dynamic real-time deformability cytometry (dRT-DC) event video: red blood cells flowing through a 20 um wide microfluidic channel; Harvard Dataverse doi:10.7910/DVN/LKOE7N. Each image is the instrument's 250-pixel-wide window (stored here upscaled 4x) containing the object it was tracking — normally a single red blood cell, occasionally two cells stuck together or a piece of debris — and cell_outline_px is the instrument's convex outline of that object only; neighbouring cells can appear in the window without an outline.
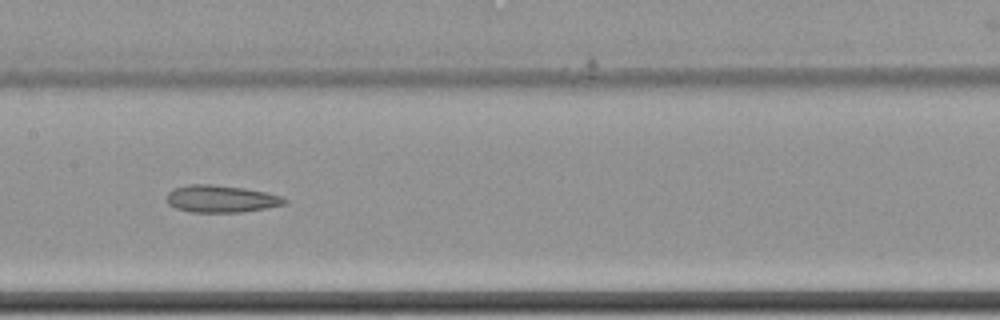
{"species": "common noctule bat (a hibernating species)", "species_latin": "Nyctalus noctula", "temperature_condition": "cold", "stored_images_in_passage": 10, "segment_of_instrument_passage": [1, 2], "camera_frame_rate_fps": 3000, "um_per_image_px": 0.085, "animal": {"sex": "female", "body_mass_g": 22.7, "forearm_length_mm": 54.2}, "frame": {"image": 1, "passage_image": 9, "time_ms": 2.667, "image_size_px": [1000, 320], "cell_outline_px": [[288, 204], [240, 212], [188, 212], [176, 208], [168, 204], [168, 192], [172, 188], [188, 184], [212, 184], [244, 188], [264, 192], [280, 196], [288, 200]], "centroid_in_image_um": [18.77, 16.9], "position_along_channel_um": 188.6, "area_um2": 18.67}}